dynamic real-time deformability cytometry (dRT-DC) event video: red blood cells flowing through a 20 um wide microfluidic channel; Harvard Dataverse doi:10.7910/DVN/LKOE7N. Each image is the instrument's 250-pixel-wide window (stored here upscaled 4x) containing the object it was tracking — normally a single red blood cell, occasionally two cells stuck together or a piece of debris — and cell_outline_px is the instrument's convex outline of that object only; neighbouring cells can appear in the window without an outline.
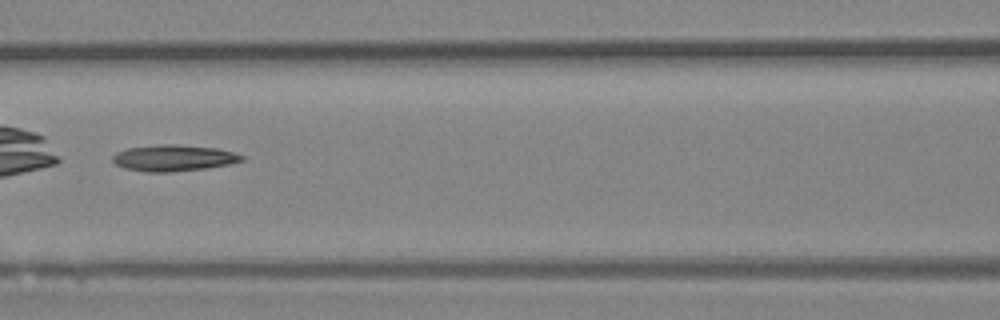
{"species": "Egyptian fruit bat (a non-hibernating species)", "species_latin": "Rousettus aegyptiacus", "temperature_condition": "room temperature", "stored_images_in_passage": 45, "camera_frame_rate_fps": 3000, "um_per_image_px": 0.085, "animal": {"sex": "female"}, "frame": {"image": 1, "passage_image": 20, "time_ms": 6.333, "image_size_px": [1000, 320], "cell_outline_px": [[244, 160], [228, 164], [204, 168], [172, 172], [144, 172], [124, 168], [116, 164], [112, 160], [112, 156], [116, 152], [128, 148], [160, 144], [172, 144], [216, 148], [232, 152], [244, 156]], "centroid_in_image_um": [14.71, 13.43], "position_along_channel_um": 151.9, "area_um2": 19.65}}
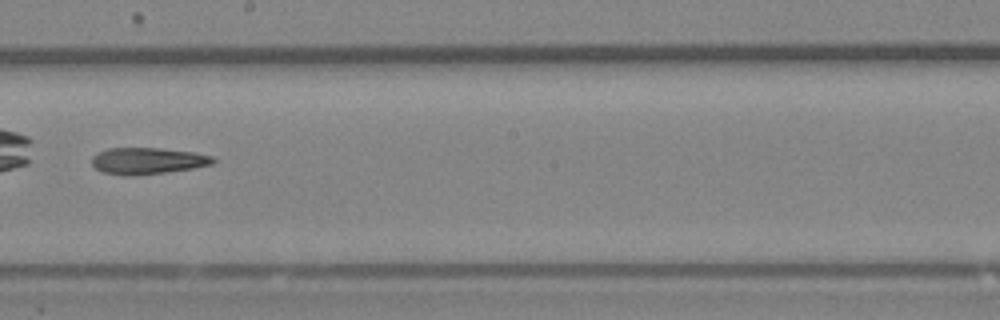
{"frame": {"image": 2, "passage_image": 26, "time_ms": 8.333, "image_size_px": [1000, 320], "cell_outline_px": [[216, 160], [212, 164], [192, 168], [164, 172], [128, 176], [124, 176], [104, 172], [96, 168], [92, 164], [92, 156], [96, 152], [108, 148], [160, 148], [196, 152], [212, 156]], "centroid_in_image_um": [12.53, 13.66], "position_along_channel_um": 235.7, "area_um2": 18.73}}